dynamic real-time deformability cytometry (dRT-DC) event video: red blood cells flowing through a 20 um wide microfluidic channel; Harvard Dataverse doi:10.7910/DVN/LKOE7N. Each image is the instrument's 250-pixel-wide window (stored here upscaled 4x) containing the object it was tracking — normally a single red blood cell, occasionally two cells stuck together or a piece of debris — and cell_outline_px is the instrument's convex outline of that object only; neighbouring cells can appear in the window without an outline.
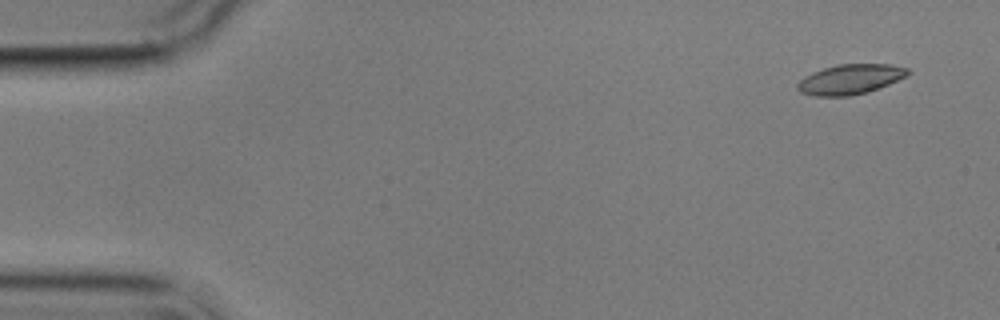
{"species": "common noctule bat (a hibernating species)", "species_latin": "Nyctalus noctula", "temperature_condition": "cold", "stored_images_in_passage": 4, "camera_frame_rate_fps": 3000, "um_per_image_px": 0.085, "animal": {"sex": "male", "body_mass_g": 17.9}, "frame": {"image": 1, "passage_image": 1, "time_ms": 0.0, "image_size_px": [1000, 320], "cell_outline_px": [[912, 72], [880, 88], [868, 92], [852, 96], [816, 96], [800, 92], [796, 88], [796, 84], [804, 76], [812, 72], [836, 64], [888, 64], [908, 68]], "centroid_in_image_um": [72.24, 6.74], "position_along_channel_um": 12.8, "area_um2": 19.31}}